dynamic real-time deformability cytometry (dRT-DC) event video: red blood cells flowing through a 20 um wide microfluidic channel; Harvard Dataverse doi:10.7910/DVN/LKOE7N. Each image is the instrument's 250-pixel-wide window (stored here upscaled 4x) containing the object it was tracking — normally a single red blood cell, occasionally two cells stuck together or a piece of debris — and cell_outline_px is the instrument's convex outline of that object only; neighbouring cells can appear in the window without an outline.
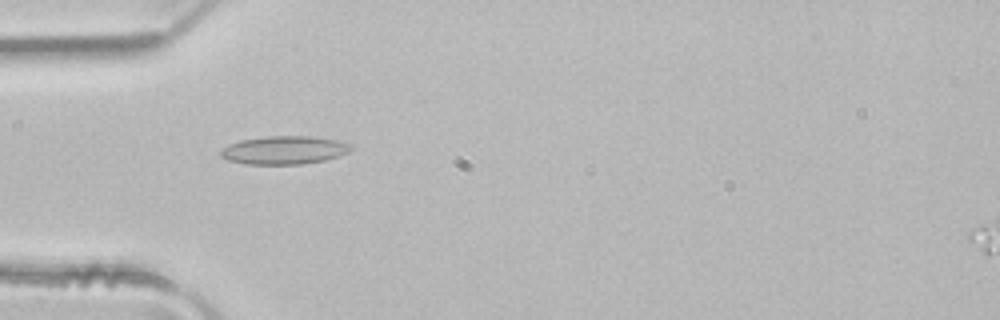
{"species": "common noctule bat (a hibernating species)", "species_latin": "Nyctalus noctula", "temperature_condition": "room temperature", "stored_images_in_passage": 5, "camera_frame_rate_fps": 3000, "um_per_image_px": 0.085, "animal": {"sex": "male", "body_mass_g": 21.5, "forearm_length_mm": 52.0}, "frame": {"image": 1, "passage_image": 4, "time_ms": 1.0, "image_size_px": [1000, 320], "cell_outline_px": [[352, 148], [348, 152], [324, 160], [300, 164], [244, 164], [228, 160], [220, 156], [220, 152], [228, 144], [240, 140], [268, 136], [312, 136], [336, 140], [348, 144]], "centroid_in_image_um": [24.1, 12.76], "position_along_channel_um": 60.9, "area_um2": 21.21}}
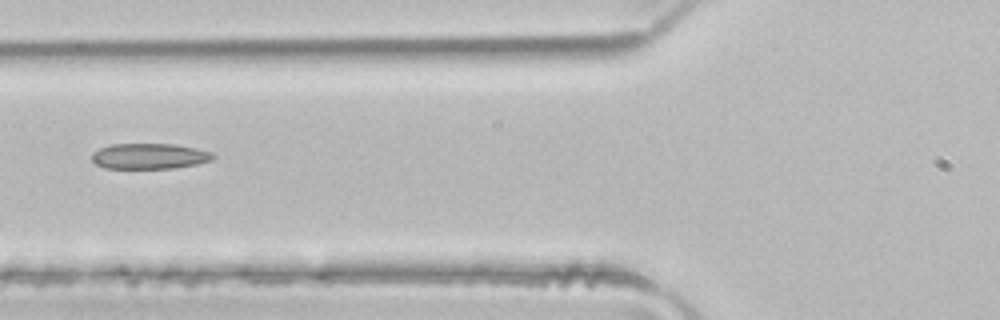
{"frame": {"image": 2, "passage_image": 5, "time_ms": 1.333, "image_size_px": [1000, 320], "cell_outline_px": [[216, 156], [212, 160], [196, 164], [176, 168], [104, 168], [96, 164], [92, 160], [92, 152], [100, 148], [112, 144], [176, 144], [196, 148], [212, 152]], "centroid_in_image_um": [12.72, 13.27], "position_along_channel_um": 113.1, "area_um2": 18.15}}